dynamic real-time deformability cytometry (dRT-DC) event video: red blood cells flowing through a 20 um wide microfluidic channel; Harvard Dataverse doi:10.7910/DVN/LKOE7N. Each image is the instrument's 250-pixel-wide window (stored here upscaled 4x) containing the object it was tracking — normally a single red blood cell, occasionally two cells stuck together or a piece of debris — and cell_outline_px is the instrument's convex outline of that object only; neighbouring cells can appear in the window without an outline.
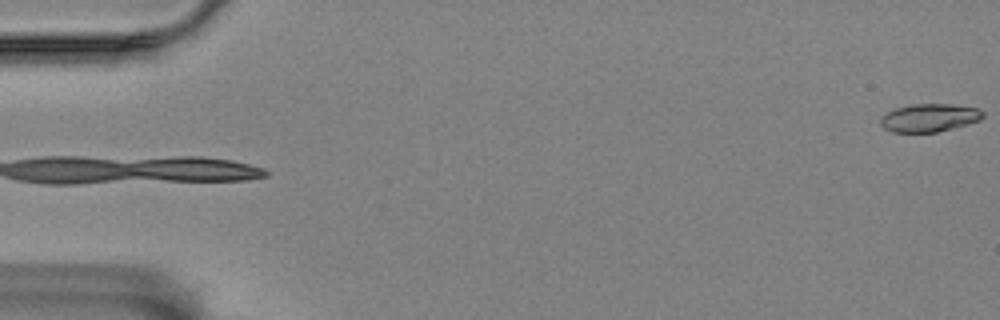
{"species": "Egyptian fruit bat (a non-hibernating species)", "species_latin": "Rousettus aegyptiacus", "temperature_condition": "room temperature", "stored_images_in_passage": 59, "camera_frame_rate_fps": 3000, "um_per_image_px": 0.085, "animal": {"sex": "female"}, "frame": {"image": 1, "passage_image": 1, "time_ms": 0.0, "image_size_px": [1000, 320], "cell_outline_px": [[984, 116], [980, 120], [952, 128], [936, 132], [892, 132], [884, 128], [880, 124], [880, 120], [888, 112], [896, 108], [912, 104], [952, 104], [980, 108], [984, 112]], "centroid_in_image_um": [79.03, 10.0], "position_along_channel_um": 6.0, "area_um2": 16.65}}
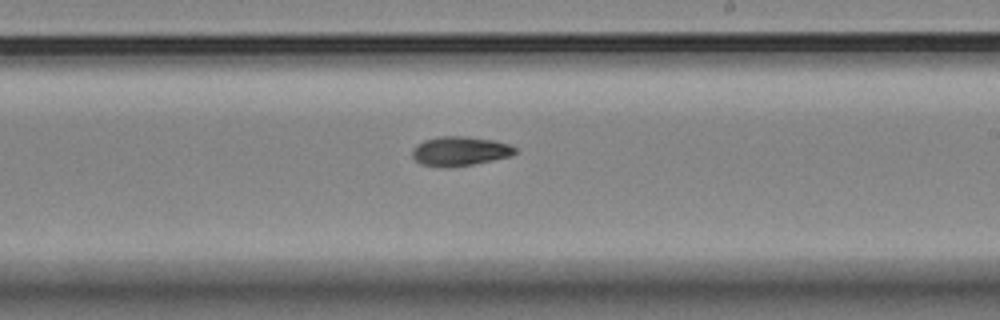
{"frame": {"image": 2, "passage_image": 35, "time_ms": 11.333, "image_size_px": [1000, 320], "cell_outline_px": [[516, 152], [512, 156], [472, 164], [444, 168], [420, 164], [412, 156], [412, 148], [416, 144], [424, 140], [440, 136], [464, 136], [492, 140], [508, 144], [516, 148]], "centroid_in_image_um": [39.05, 12.85], "position_along_channel_um": 249.9, "area_um2": 17.57}}
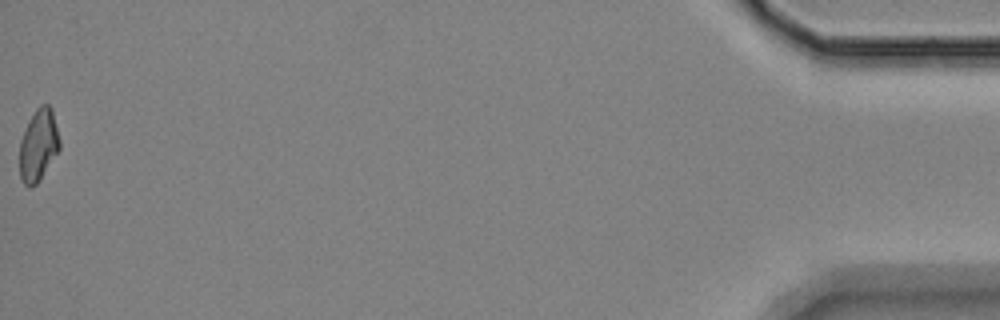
{"frame": {"image": 3, "passage_image": 59, "time_ms": 19.333, "image_size_px": [1000, 320], "cell_outline_px": [[60, 148], [36, 184], [32, 188], [28, 188], [24, 184], [20, 176], [20, 140], [36, 108], [40, 104], [48, 104], [52, 108], [60, 140]], "centroid_in_image_um": [3.27, 12.34], "position_along_channel_um": 431.9, "area_um2": 16.53}, "authors_computed_cell_mechanics": {"area_um2": 17.34, "velocity_mm_per_s": 3.4573, "shape_relaxation_time_tau1_ms": 5.1857, "shape_relaxation_time_tau2_ms": null, "deformation_change_tau1": 0.1473, "deformation_change_tau2": null}}